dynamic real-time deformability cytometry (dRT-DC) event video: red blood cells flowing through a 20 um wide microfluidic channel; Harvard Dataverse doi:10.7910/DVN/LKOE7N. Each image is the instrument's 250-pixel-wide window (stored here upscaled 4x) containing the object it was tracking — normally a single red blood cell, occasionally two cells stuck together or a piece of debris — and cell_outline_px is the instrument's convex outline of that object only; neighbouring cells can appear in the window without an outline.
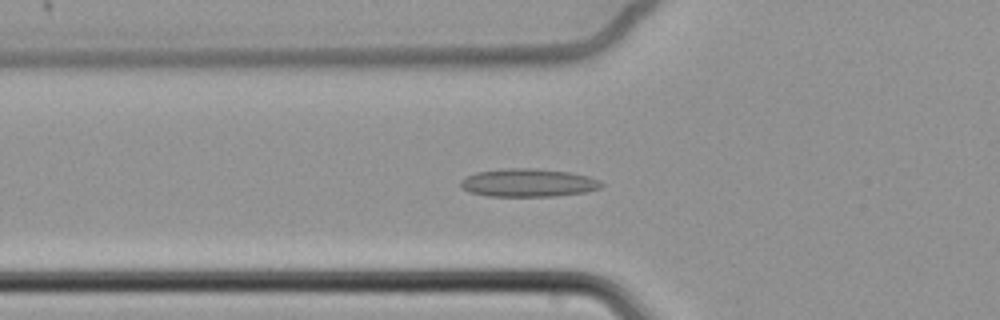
{"species": "common noctule bat (a hibernating species)", "species_latin": "Nyctalus noctula", "temperature_condition": "cold", "stored_images_in_passage": 65, "camera_frame_rate_fps": 3000, "um_per_image_px": 0.085, "animal": {"sex": "female", "body_mass_g": 22.7, "forearm_length_mm": 54.2}, "frame": {"image": 1, "passage_image": 26, "time_ms": 8.333, "image_size_px": [1000, 320], "cell_outline_px": [[604, 184], [600, 188], [588, 192], [556, 196], [488, 196], [468, 192], [460, 188], [460, 180], [464, 176], [476, 172], [504, 168], [528, 168], [568, 172], [588, 176], [600, 180]], "centroid_in_image_um": [44.86, 15.54], "position_along_channel_um": 80.9, "area_um2": 23.29}}
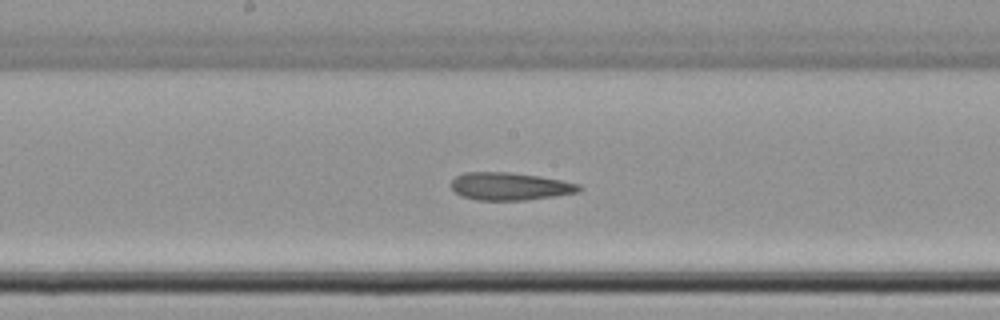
{"frame": {"image": 2, "passage_image": 37, "time_ms": 12.0, "image_size_px": [1000, 320], "cell_outline_px": [[584, 188], [580, 192], [524, 200], [476, 200], [460, 196], [448, 184], [456, 176], [464, 172], [508, 172], [540, 176], [580, 184]], "centroid_in_image_um": [43.32, 15.83], "position_along_channel_um": 204.9, "area_um2": 20.75}}
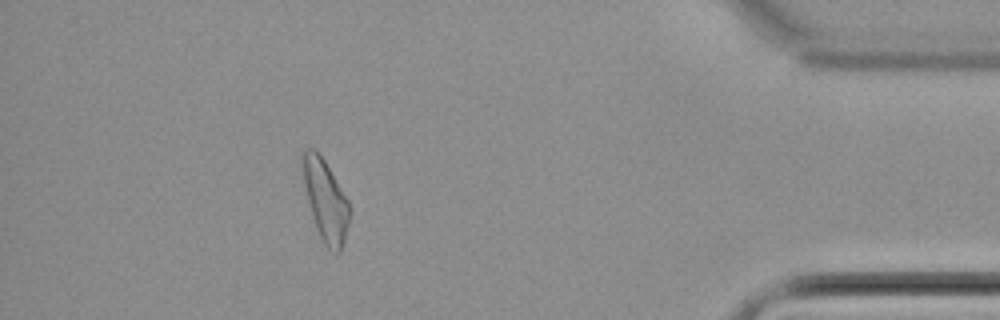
{"frame": {"image": 3, "passage_image": 59, "time_ms": 19.333, "image_size_px": [1000, 320], "cell_outline_px": [[352, 212], [344, 240], [340, 252], [336, 256], [324, 244], [316, 228], [312, 216], [304, 184], [300, 160], [300, 152], [308, 148], [312, 148], [324, 160], [348, 200]], "centroid_in_image_um": [27.66, 17.05], "position_along_channel_um": 407.5, "area_um2": 22.31}, "authors_computed_cell_mechanics": {"area_um2": 22.3108, "velocity_mm_per_s": 3.3986, "shape_relaxation_time_tau1_ms": null, "shape_relaxation_time_tau2_ms": 3.8634, "deformation_change_tau1": null, "deformation_change_tau2": 0.1198}}